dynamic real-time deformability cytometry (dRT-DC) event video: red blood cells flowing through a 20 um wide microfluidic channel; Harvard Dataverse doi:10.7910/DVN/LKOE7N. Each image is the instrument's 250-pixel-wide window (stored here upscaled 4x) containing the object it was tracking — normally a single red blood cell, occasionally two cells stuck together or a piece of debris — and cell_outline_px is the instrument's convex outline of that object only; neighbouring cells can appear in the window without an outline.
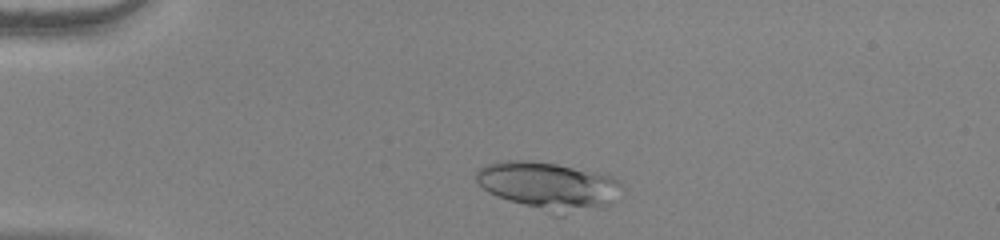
{"species": "human", "species_latin": "Homo sapiens", "temperature_condition": "warm", "stored_images_in_passage": 37, "camera_frame_rate_fps": 3000, "um_per_image_px": 0.085, "donor": {"sex": "female"}, "frame": {"image": 1, "passage_image": 3, "time_ms": 0.667, "image_size_px": [1000, 240], "cell_outline_px": [[624, 188], [612, 204], [604, 208], [564, 216], [552, 216], [496, 196], [488, 192], [476, 180], [476, 172], [480, 168], [488, 164], [504, 160], [532, 160], [556, 164], [596, 172], [612, 176]], "centroid_in_image_um": [46.68, 15.85], "position_along_channel_um": 38.3, "area_um2": 41.44}}
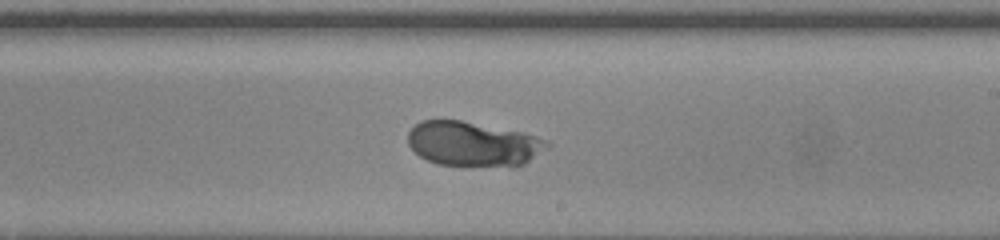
{"frame": {"image": 2, "passage_image": 23, "time_ms": 7.333, "image_size_px": [1000, 240], "cell_outline_px": [[552, 144], [548, 148], [524, 164], [516, 168], [512, 168], [436, 164], [420, 156], [408, 144], [408, 132], [420, 120], [460, 120], [524, 132], [548, 140]], "centroid_in_image_um": [40.27, 12.25], "position_along_channel_um": 248.7, "area_um2": 36.82}}
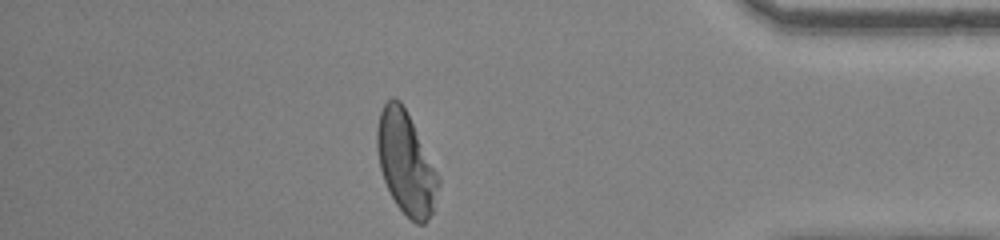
{"frame": {"image": 3, "passage_image": 37, "time_ms": 12.0, "image_size_px": [1000, 240], "cell_outline_px": [[440, 184], [432, 212], [428, 220], [424, 224], [416, 224], [396, 204], [384, 180], [380, 168], [376, 148], [376, 128], [380, 112], [384, 104], [392, 96], [400, 100], [440, 176]], "centroid_in_image_um": [34.5, 13.85], "position_along_channel_um": 400.7, "area_um2": 36.3}}